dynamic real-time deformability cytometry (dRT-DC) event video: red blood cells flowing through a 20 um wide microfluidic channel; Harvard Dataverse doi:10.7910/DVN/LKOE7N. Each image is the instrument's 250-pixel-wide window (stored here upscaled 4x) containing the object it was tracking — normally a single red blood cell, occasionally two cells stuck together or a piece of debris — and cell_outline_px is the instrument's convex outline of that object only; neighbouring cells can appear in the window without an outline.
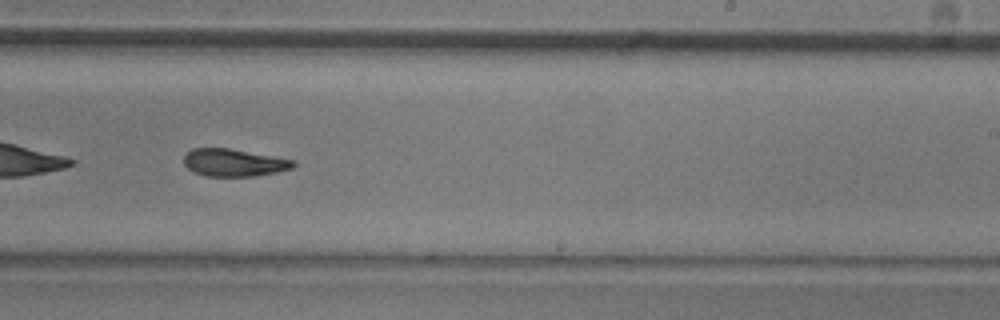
{"species": "common noctule bat (a hibernating species)", "species_latin": "Nyctalus noctula", "temperature_condition": "room temperature", "stored_images_in_passage": 35, "camera_frame_rate_fps": 3000, "um_per_image_px": 0.085, "animal": {"sex": "male", "body_mass_g": 20.5, "forearm_length_mm": 52.5}, "frame": {"image": 1, "passage_image": 34, "time_ms": 11.0, "image_size_px": [1000, 320], "cell_outline_px": [[296, 164], [292, 168], [276, 172], [256, 176], [204, 176], [192, 172], [184, 164], [184, 156], [192, 148], [228, 148], [296, 160]], "centroid_in_image_um": [19.87, 13.83], "position_along_channel_um": 269.1, "area_um2": 17.57}}